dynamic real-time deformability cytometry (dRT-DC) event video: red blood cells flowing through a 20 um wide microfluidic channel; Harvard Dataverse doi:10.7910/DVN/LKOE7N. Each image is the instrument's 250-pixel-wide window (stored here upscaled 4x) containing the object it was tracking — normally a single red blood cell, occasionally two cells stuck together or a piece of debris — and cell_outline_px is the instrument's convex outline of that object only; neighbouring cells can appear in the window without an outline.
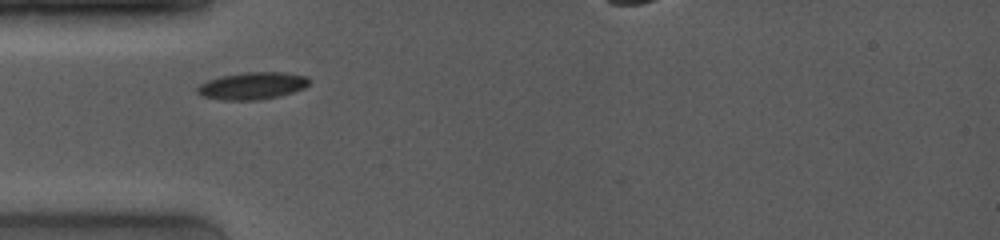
{"species": "common noctule bat (a hibernating species)", "species_latin": "Nyctalus noctula", "temperature_condition": "room temperature", "stored_images_in_passage": 40, "camera_frame_rate_fps": 4000, "um_per_image_px": 0.085, "animal": {"sex": "female", "body_mass_g": 19.0, "forearm_length_mm": 53.3}, "frame": {"image": 1, "passage_image": 1, "time_ms": 0.0, "image_size_px": [1000, 240], "cell_outline_px": [[312, 80], [304, 88], [280, 96], [260, 100], [220, 100], [200, 96], [196, 92], [196, 88], [200, 84], [208, 80], [224, 76], [244, 72], [280, 72], [308, 76]], "centroid_in_image_um": [21.45, 7.3], "position_along_channel_um": 63.6, "area_um2": 17.86}}
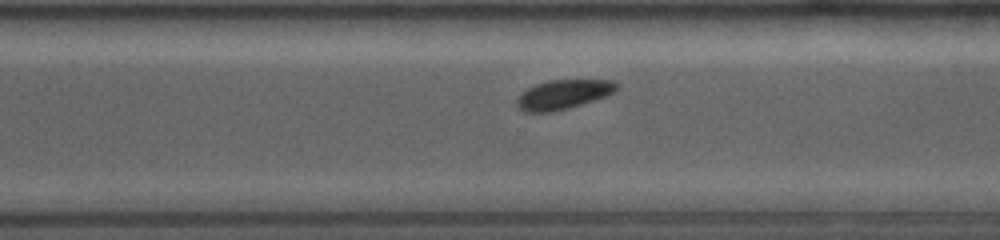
{"frame": {"image": 2, "passage_image": 27, "time_ms": 6.5, "image_size_px": [1000, 240], "cell_outline_px": [[620, 88], [616, 92], [568, 108], [552, 112], [524, 112], [516, 104], [516, 100], [528, 88], [536, 84], [548, 80], [612, 80]], "centroid_in_image_um": [47.88, 8.02], "position_along_channel_um": 322.7, "area_um2": 16.82}}
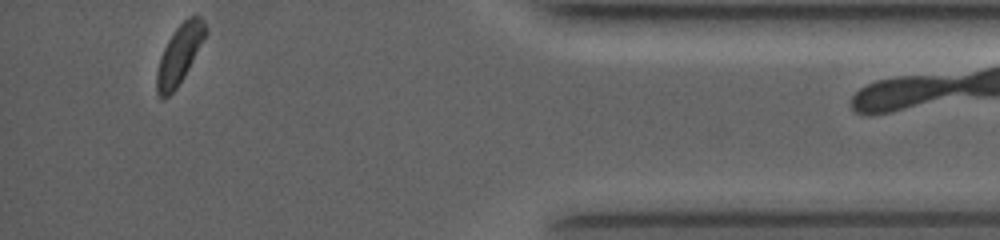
{"frame": {"image": 3, "passage_image": 40, "time_ms": 9.75, "image_size_px": [1000, 240], "cell_outline_px": [[208, 32], [184, 76], [176, 88], [168, 96], [160, 96], [156, 92], [156, 72], [160, 56], [172, 32], [188, 16], [200, 16], [204, 20], [208, 28]], "centroid_in_image_um": [15.26, 4.58], "position_along_channel_um": 419.9, "area_um2": 16.65}, "authors_computed_cell_mechanics": {"area_um2": 17.0799, "velocity_mm_per_s": 4.0138, "shape_relaxation_time_tau1_ms": 1.0589, "shape_relaxation_time_tau2_ms": null, "deformation_change_tau1": 0.0838, "deformation_change_tau2": null}}